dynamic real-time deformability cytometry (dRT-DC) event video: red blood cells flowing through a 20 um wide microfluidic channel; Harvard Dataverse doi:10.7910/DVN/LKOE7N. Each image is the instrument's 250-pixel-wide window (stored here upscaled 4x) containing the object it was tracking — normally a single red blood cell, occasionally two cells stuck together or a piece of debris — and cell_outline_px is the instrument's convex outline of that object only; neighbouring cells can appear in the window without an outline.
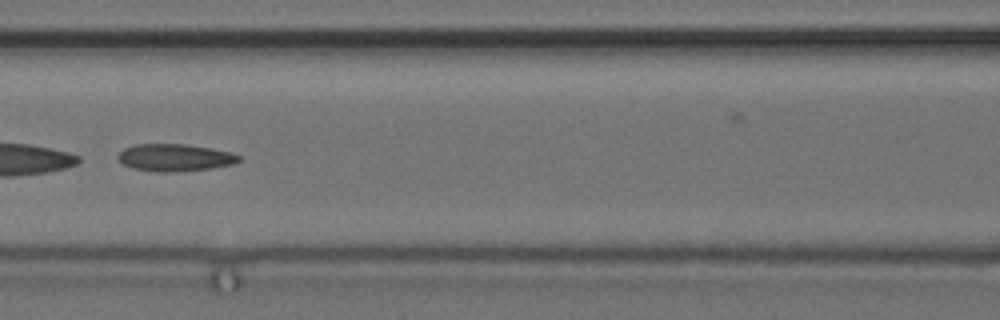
{"species": "common noctule bat (a hibernating species)", "species_latin": "Nyctalus noctula", "temperature_condition": "cold", "stored_images_in_passage": 9, "camera_frame_rate_fps": 3000, "um_per_image_px": 0.085, "animal": {"sex": "female", "body_mass_g": 24.6, "forearm_length_mm": 56.2}, "frame": {"image": 1, "passage_image": 6, "time_ms": 1.667, "image_size_px": [1000, 320], "cell_outline_px": [[240, 160], [236, 164], [212, 168], [172, 172], [160, 172], [132, 168], [124, 164], [116, 156], [124, 148], [136, 144], [184, 144], [208, 148], [228, 152], [240, 156]], "centroid_in_image_um": [14.85, 13.4], "position_along_channel_um": 151.7, "area_um2": 19.02}}
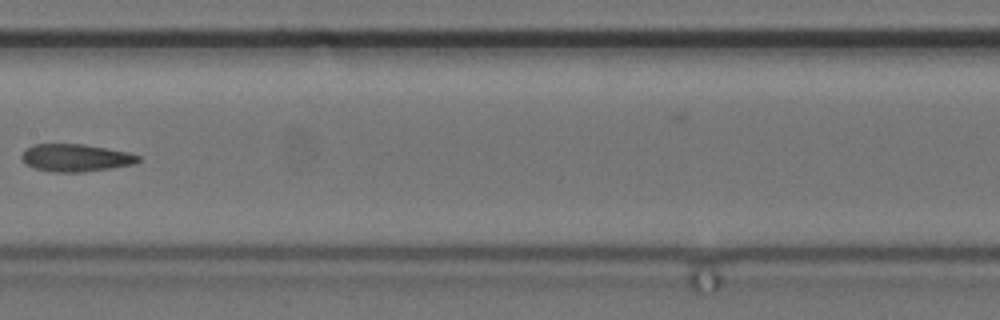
{"frame": {"image": 2, "passage_image": 7, "time_ms": 2.0, "image_size_px": [1000, 320], "cell_outline_px": [[140, 160], [136, 164], [112, 168], [80, 172], [52, 172], [36, 168], [24, 164], [20, 156], [24, 148], [32, 144], [84, 144], [128, 152], [140, 156]], "centroid_in_image_um": [6.4, 13.41], "position_along_channel_um": 201.0, "area_um2": 18.9}}
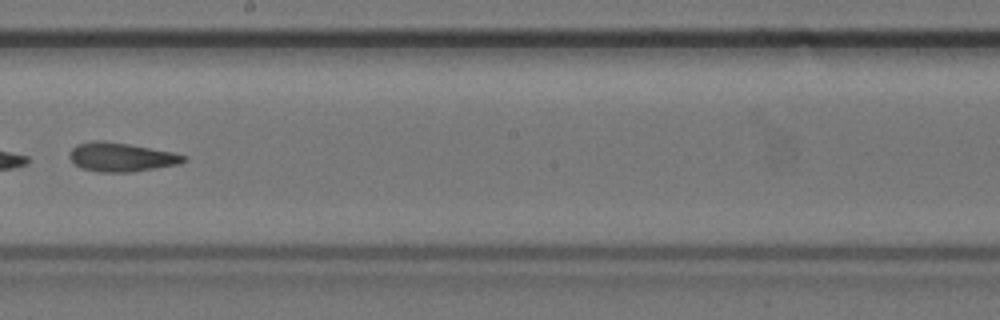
{"frame": {"image": 3, "passage_image": 8, "time_ms": 2.333, "image_size_px": [1000, 320], "cell_outline_px": [[188, 160], [180, 164], [132, 172], [100, 172], [80, 168], [68, 156], [68, 152], [76, 144], [92, 140], [100, 140], [128, 144], [172, 152], [188, 156]], "centroid_in_image_um": [10.3, 13.35], "position_along_channel_um": 237.9, "area_um2": 19.36}}